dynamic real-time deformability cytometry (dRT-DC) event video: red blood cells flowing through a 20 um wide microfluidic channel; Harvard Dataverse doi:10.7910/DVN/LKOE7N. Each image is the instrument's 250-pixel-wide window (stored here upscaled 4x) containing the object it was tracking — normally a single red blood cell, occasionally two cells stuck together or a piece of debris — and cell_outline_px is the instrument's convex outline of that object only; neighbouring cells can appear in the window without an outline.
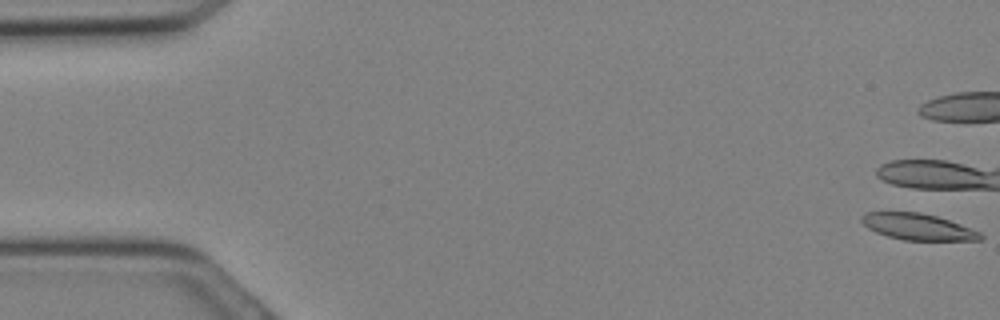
{"species": "Egyptian fruit bat (a non-hibernating species)", "species_latin": "Rousettus aegyptiacus", "temperature_condition": "cold", "stored_images_in_passage": 4, "camera_frame_rate_fps": 3000, "um_per_image_px": 0.085, "animal": {"sex": "female"}, "frame": {"image": 1, "passage_image": 1, "time_ms": 0.0, "image_size_px": [1000, 320], "cell_outline_px": [[984, 236], [980, 240], [904, 240], [888, 236], [876, 232], [868, 228], [860, 220], [860, 216], [868, 212], [920, 212], [936, 216], [960, 224], [980, 232]], "centroid_in_image_um": [78.0, 19.27], "position_along_channel_um": 7.0, "area_um2": 18.09}}